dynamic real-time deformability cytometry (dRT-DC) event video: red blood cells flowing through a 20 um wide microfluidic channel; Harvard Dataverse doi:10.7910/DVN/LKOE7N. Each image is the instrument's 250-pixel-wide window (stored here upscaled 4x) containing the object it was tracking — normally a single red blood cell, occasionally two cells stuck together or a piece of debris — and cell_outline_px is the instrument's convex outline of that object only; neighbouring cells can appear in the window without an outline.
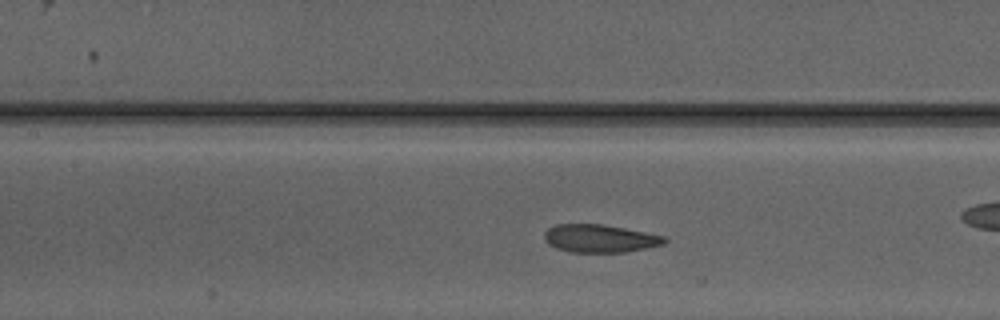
{"species": "Egyptian fruit bat (a non-hibernating species)", "species_latin": "Rousettus aegyptiacus", "temperature_condition": "warm", "stored_images_in_passage": 34, "camera_frame_rate_fps": 3000, "um_per_image_px": 0.085, "animal": {"sex": "male"}, "frame": {"image": 1, "passage_image": 15, "time_ms": 4.667, "image_size_px": [1000, 320], "cell_outline_px": [[668, 240], [664, 244], [624, 252], [572, 252], [556, 248], [548, 244], [544, 240], [544, 232], [548, 228], [556, 224], [604, 224], [664, 236]], "centroid_in_image_um": [50.95, 20.26], "position_along_channel_um": 156.5, "area_um2": 19.48}, "authors_computed_cell_mechanics": {"area_um2": 20.0566, "velocity_mm_per_s": 4.1306, "shape_relaxation_time_tau1_ms": 4.2506, "shape_relaxation_time_tau2_ms": 1.6282, "deformation_change_tau1": 0.1306, "deformation_change_tau2": 0.074}}